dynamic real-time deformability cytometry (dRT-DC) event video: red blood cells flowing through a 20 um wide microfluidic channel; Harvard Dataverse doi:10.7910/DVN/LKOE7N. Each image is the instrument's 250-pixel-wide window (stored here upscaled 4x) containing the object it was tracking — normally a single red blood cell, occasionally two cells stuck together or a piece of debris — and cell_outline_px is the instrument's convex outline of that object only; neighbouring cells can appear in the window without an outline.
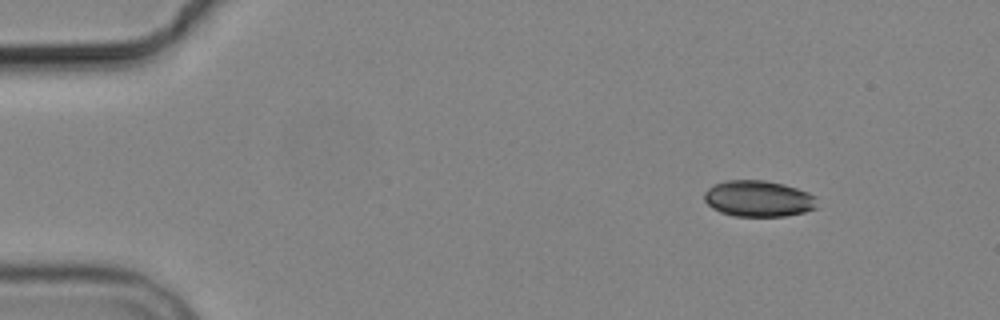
{"species": "common noctule bat (a hibernating species)", "species_latin": "Nyctalus noctula", "temperature_condition": "cold", "stored_images_in_passage": 3, "camera_frame_rate_fps": 3000, "um_per_image_px": 0.085, "animal": {"sex": "male", "body_mass_g": 19.2, "forearm_length_mm": 51.8}, "frame": {"image": 1, "passage_image": 1, "time_ms": 0.0, "image_size_px": [1000, 320], "cell_outline_px": [[820, 208], [804, 212], [784, 216], [732, 216], [720, 212], [712, 208], [704, 200], [704, 192], [712, 184], [724, 180], [764, 180], [784, 184], [808, 192], [816, 196]], "centroid_in_image_um": [64.48, 16.88], "position_along_channel_um": 20.5, "area_um2": 24.22}}
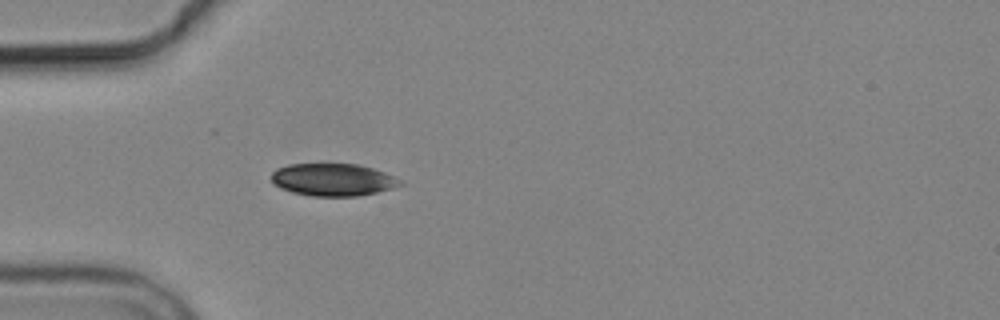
{"frame": {"image": 2, "passage_image": 3, "time_ms": 3.333, "image_size_px": [1000, 320], "cell_outline_px": [[404, 184], [392, 188], [376, 192], [356, 196], [312, 196], [292, 192], [280, 188], [272, 184], [272, 172], [276, 168], [288, 164], [360, 164], [384, 172], [400, 180]], "centroid_in_image_um": [28.26, 15.27], "position_along_channel_um": 56.7, "area_um2": 24.33}}